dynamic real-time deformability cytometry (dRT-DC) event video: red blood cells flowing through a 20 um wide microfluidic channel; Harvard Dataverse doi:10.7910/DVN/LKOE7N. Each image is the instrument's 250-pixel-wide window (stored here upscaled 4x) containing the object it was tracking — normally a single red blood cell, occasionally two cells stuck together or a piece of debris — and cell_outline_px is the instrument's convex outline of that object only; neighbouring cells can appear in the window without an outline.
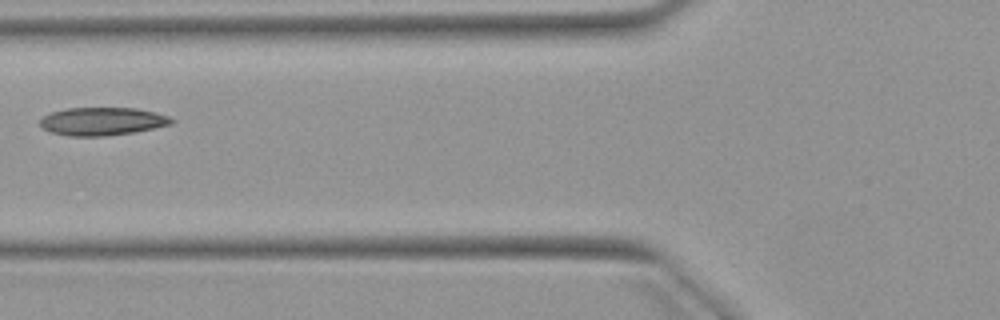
{"species": "Egyptian fruit bat (a non-hibernating species)", "species_latin": "Rousettus aegyptiacus", "temperature_condition": "warm", "stored_images_in_passage": 4, "camera_frame_rate_fps": 3000, "um_per_image_px": 0.085, "animal": {"sex": "female"}, "frame": {"image": 1, "passage_image": 4, "time_ms": 4.667, "image_size_px": [1000, 320], "cell_outline_px": [[176, 120], [172, 124], [136, 132], [104, 136], [68, 136], [52, 132], [44, 128], [40, 124], [40, 120], [44, 116], [52, 112], [68, 108], [136, 108], [156, 112], [168, 116]], "centroid_in_image_um": [8.74, 10.31], "position_along_channel_um": 117.1, "area_um2": 21.44}}